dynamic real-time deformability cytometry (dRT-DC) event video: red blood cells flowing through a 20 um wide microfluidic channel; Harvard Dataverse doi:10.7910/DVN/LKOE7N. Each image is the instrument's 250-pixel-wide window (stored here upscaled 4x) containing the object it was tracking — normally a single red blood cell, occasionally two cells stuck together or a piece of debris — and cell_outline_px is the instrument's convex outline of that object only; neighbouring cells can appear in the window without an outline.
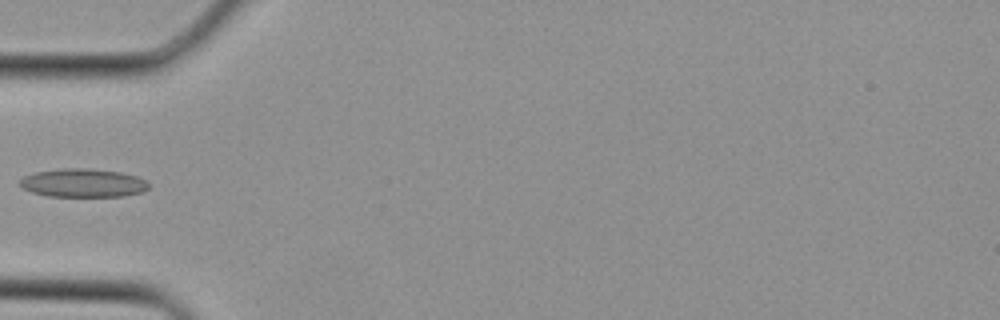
{"species": "Egyptian fruit bat (a non-hibernating species)", "species_latin": "Rousettus aegyptiacus", "temperature_condition": "cold", "stored_images_in_passage": 2, "camera_frame_rate_fps": 3000, "um_per_image_px": 0.085, "animal": {"sex": "female"}, "frame": {"image": 1, "passage_image": 2, "time_ms": 0.333, "image_size_px": [1000, 320], "cell_outline_px": [[148, 188], [144, 192], [124, 196], [48, 196], [32, 192], [24, 188], [20, 184], [20, 180], [24, 176], [36, 172], [64, 168], [92, 168], [120, 172], [136, 176], [144, 180], [148, 184]], "centroid_in_image_um": [7.08, 15.55], "position_along_channel_um": 77.9, "area_um2": 21.27}}